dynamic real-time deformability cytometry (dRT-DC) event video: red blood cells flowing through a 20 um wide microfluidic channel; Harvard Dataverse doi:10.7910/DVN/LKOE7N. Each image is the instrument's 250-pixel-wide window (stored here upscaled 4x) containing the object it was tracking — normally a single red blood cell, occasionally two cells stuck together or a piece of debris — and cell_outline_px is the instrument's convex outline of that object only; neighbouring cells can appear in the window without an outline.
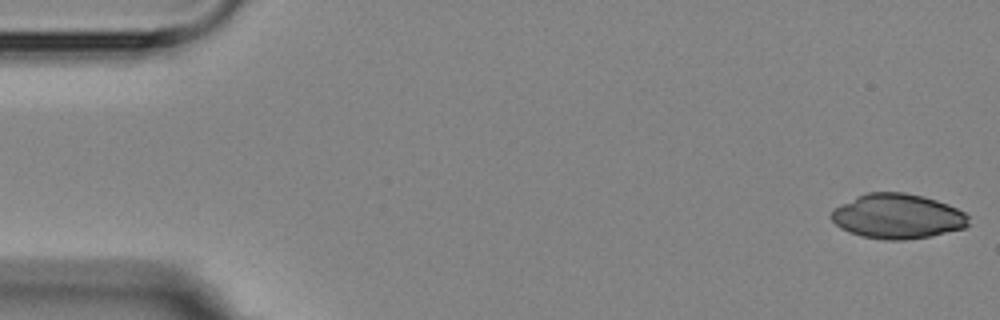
{"species": "Egyptian fruit bat (a non-hibernating species)", "species_latin": "Rousettus aegyptiacus", "temperature_condition": "room temperature", "stored_images_in_passage": 5, "camera_frame_rate_fps": 3000, "um_per_image_px": 0.085, "animal": {"sex": "female"}, "frame": {"image": 1, "passage_image": 1, "time_ms": 0.0, "image_size_px": [1000, 320], "cell_outline_px": [[968, 224], [964, 228], [928, 236], [904, 240], [884, 240], [860, 236], [848, 232], [840, 228], [828, 216], [832, 208], [856, 196], [868, 192], [904, 192], [924, 196], [948, 204], [964, 212], [968, 216]], "centroid_in_image_um": [76.23, 18.38], "position_along_channel_um": 8.8, "area_um2": 36.07}}